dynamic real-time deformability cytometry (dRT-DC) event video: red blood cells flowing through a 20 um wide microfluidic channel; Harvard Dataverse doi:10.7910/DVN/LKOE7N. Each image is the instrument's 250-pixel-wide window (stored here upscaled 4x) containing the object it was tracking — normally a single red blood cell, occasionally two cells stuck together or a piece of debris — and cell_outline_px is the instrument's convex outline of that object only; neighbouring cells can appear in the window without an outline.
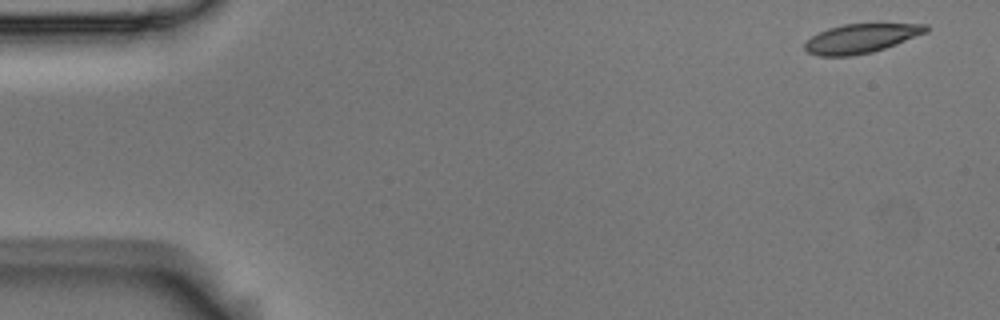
{"species": "Egyptian fruit bat (a non-hibernating species)", "species_latin": "Rousettus aegyptiacus", "temperature_condition": "room temperature", "stored_images_in_passage": 4, "camera_frame_rate_fps": 3000, "um_per_image_px": 0.085, "animal": {"sex": "male"}, "frame": {"image": 1, "passage_image": 1, "time_ms": 0.0, "image_size_px": [1000, 320], "cell_outline_px": [[928, 32], [896, 44], [872, 52], [852, 56], [816, 56], [808, 52], [804, 48], [804, 44], [812, 36], [828, 28], [844, 24], [928, 24]], "centroid_in_image_um": [73.18, 3.27], "position_along_channel_um": 11.8, "area_um2": 20.46}}
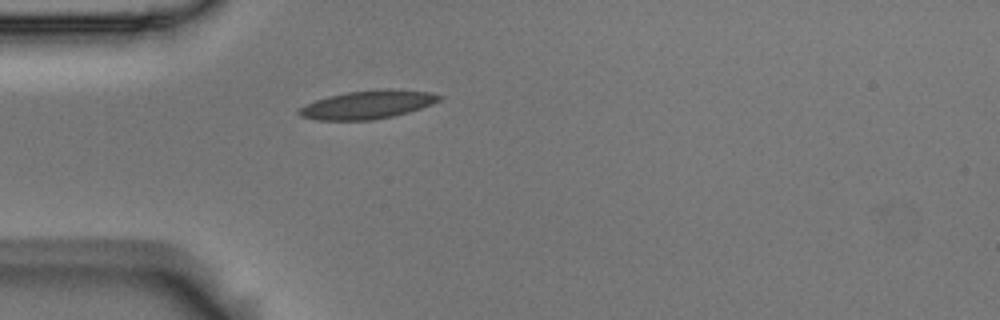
{"frame": {"image": 2, "passage_image": 4, "time_ms": 1.0, "image_size_px": [1000, 320], "cell_outline_px": [[444, 96], [440, 100], [432, 104], [408, 112], [392, 116], [372, 120], [316, 120], [300, 116], [296, 112], [304, 104], [328, 96], [348, 92], [388, 88], [428, 92]], "centroid_in_image_um": [31.22, 8.89], "position_along_channel_um": 53.8, "area_um2": 23.12}}